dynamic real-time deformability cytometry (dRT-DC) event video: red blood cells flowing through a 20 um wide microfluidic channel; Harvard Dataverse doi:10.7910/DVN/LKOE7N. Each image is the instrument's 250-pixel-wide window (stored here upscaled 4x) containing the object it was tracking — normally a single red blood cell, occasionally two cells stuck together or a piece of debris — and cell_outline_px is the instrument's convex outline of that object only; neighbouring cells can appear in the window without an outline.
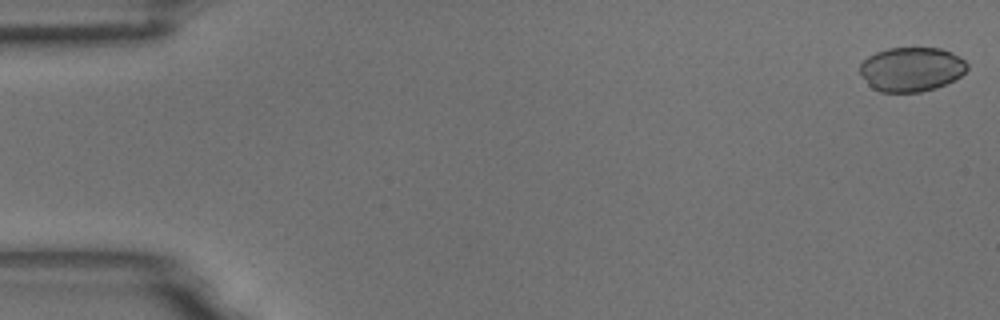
{"species": "common noctule bat (a hibernating species)", "species_latin": "Nyctalus noctula", "temperature_condition": "room temperature", "stored_images_in_passage": 8, "camera_frame_rate_fps": 3000, "um_per_image_px": 0.085, "animal": {"sex": "male", "body_mass_g": 18.8}, "frame": {"image": 1, "passage_image": 1, "time_ms": 0.0, "image_size_px": [1000, 320], "cell_outline_px": [[968, 68], [960, 76], [936, 88], [920, 92], [880, 92], [872, 88], [868, 84], [860, 72], [860, 64], [868, 56], [876, 52], [888, 48], [940, 48], [952, 52], [964, 60], [968, 64]], "centroid_in_image_um": [77.46, 5.88], "position_along_channel_um": 7.5, "area_um2": 27.63}}
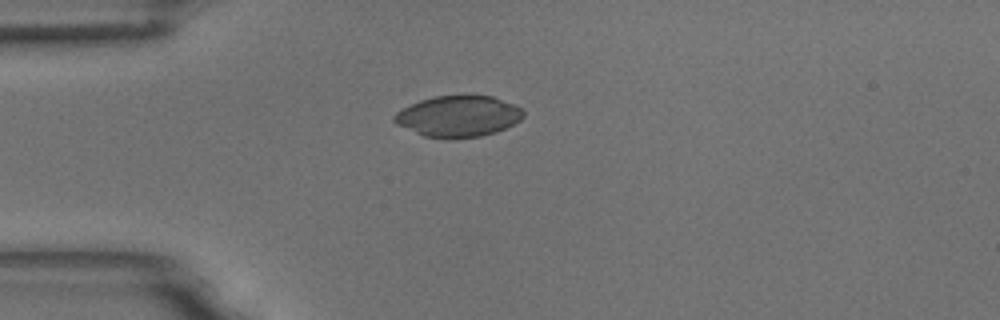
{"frame": {"image": 2, "passage_image": 5, "time_ms": 1.333, "image_size_px": [1000, 320], "cell_outline_px": [[524, 116], [520, 120], [496, 132], [480, 136], [452, 140], [448, 140], [424, 136], [396, 124], [392, 120], [392, 116], [396, 112], [420, 100], [436, 96], [492, 96], [516, 104], [524, 108]], "centroid_in_image_um": [38.97, 9.9], "position_along_channel_um": 46.0, "area_um2": 31.15}}